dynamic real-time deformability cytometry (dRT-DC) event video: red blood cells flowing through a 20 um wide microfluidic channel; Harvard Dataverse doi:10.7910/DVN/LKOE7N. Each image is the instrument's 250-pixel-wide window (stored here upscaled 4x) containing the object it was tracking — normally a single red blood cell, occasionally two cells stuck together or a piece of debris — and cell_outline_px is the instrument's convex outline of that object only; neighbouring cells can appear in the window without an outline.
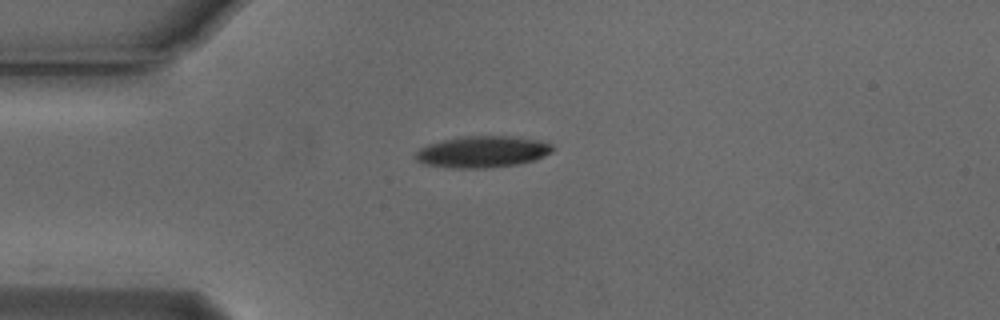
{"species": "Egyptian fruit bat (a non-hibernating species)", "species_latin": "Rousettus aegyptiacus", "temperature_condition": "cold", "stored_images_in_passage": 8, "camera_frame_rate_fps": 3000, "um_per_image_px": 0.085, "animal": {"sex": "male"}, "frame": {"image": 1, "passage_image": 1, "time_ms": 0.0, "image_size_px": [1000, 320], "cell_outline_px": [[556, 148], [552, 152], [536, 160], [516, 164], [484, 168], [452, 168], [424, 164], [416, 160], [416, 152], [420, 148], [428, 144], [460, 136], [508, 136], [540, 140], [552, 144]], "centroid_in_image_um": [41.04, 12.9], "position_along_channel_um": 44.0, "area_um2": 25.2}}
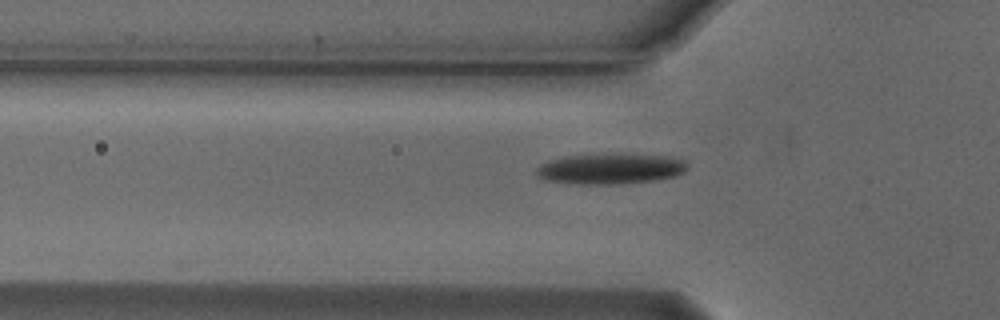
{"frame": {"image": 2, "passage_image": 5, "time_ms": 1.333, "image_size_px": [1000, 320], "cell_outline_px": [[688, 168], [684, 172], [676, 176], [656, 180], [620, 184], [568, 184], [544, 180], [536, 176], [536, 168], [540, 164], [548, 160], [564, 156], [672, 156], [684, 160], [688, 164]], "centroid_in_image_um": [51.85, 14.39], "position_along_channel_um": 74.0, "area_um2": 26.47}}